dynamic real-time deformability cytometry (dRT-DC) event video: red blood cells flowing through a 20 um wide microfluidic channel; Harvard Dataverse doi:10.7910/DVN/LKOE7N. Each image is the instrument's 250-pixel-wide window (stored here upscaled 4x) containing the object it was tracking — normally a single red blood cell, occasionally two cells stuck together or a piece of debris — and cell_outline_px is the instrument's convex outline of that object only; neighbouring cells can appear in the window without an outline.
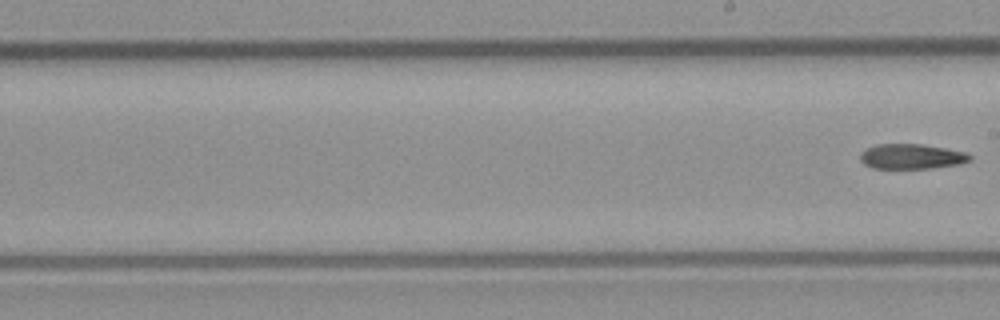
{"species": "common noctule bat (a hibernating species)", "species_latin": "Nyctalus noctula", "temperature_condition": "room temperature", "stored_images_in_passage": 7, "camera_frame_rate_fps": 3000, "um_per_image_px": 0.085, "animal": {"sex": "male", "body_mass_g": 23.1, "forearm_length_mm": 52.7}, "frame": {"image": 1, "passage_image": 7, "time_ms": 2.0, "image_size_px": [1000, 320], "cell_outline_px": [[972, 160], [960, 164], [932, 168], [872, 168], [864, 164], [860, 160], [860, 152], [876, 144], [920, 144], [944, 148], [964, 152], [972, 156]], "centroid_in_image_um": [77.47, 13.3], "position_along_channel_um": 211.5, "area_um2": 15.95}}